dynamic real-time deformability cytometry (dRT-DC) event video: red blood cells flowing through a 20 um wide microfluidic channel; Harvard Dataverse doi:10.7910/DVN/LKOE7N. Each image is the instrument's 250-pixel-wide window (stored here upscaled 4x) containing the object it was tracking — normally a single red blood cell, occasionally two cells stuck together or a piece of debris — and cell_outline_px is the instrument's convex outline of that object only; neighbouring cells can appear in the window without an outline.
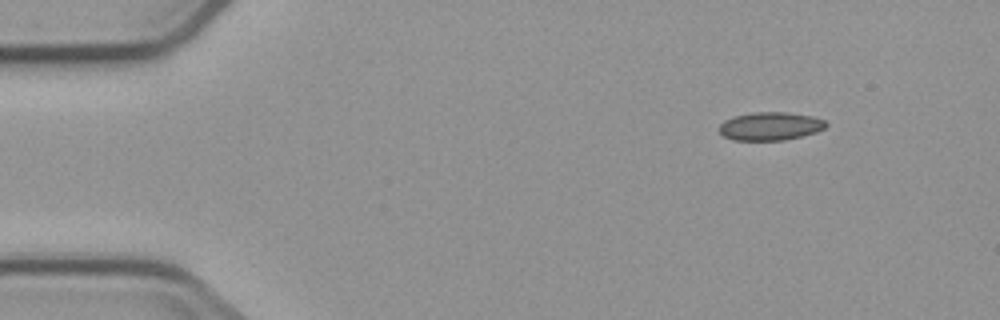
{"species": "common noctule bat (a hibernating species)", "species_latin": "Nyctalus noctula", "temperature_condition": "cold", "stored_images_in_passage": 8, "camera_frame_rate_fps": 3000, "um_per_image_px": 0.085, "animal": {"sex": "male", "body_mass_g": 23.1, "forearm_length_mm": 52.7}, "frame": {"image": 1, "passage_image": 1, "time_ms": 0.0, "image_size_px": [1000, 320], "cell_outline_px": [[828, 124], [824, 128], [816, 132], [784, 140], [732, 140], [724, 136], [716, 128], [724, 120], [736, 116], [752, 112], [788, 112], [812, 116], [824, 120]], "centroid_in_image_um": [65.44, 10.72], "position_along_channel_um": 19.6, "area_um2": 17.57}}
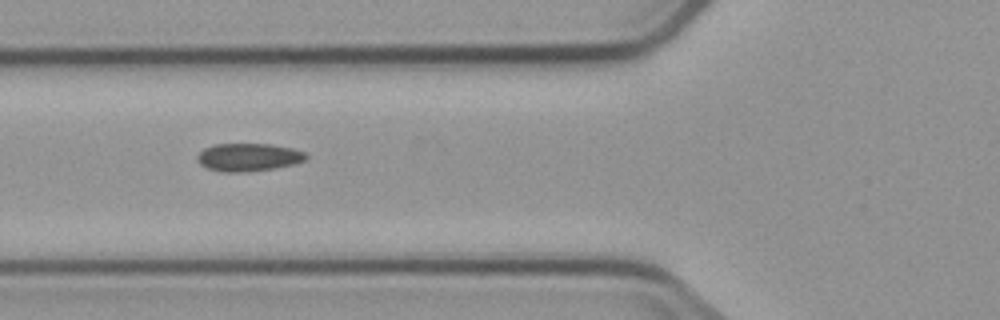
{"frame": {"image": 2, "passage_image": 5, "time_ms": 4.667, "image_size_px": [1000, 320], "cell_outline_px": [[308, 156], [304, 160], [292, 164], [272, 168], [240, 172], [224, 172], [208, 168], [200, 164], [196, 160], [196, 156], [204, 148], [216, 144], [272, 144], [292, 148], [304, 152]], "centroid_in_image_um": [21.08, 13.35], "position_along_channel_um": 104.7, "area_um2": 17.46}}
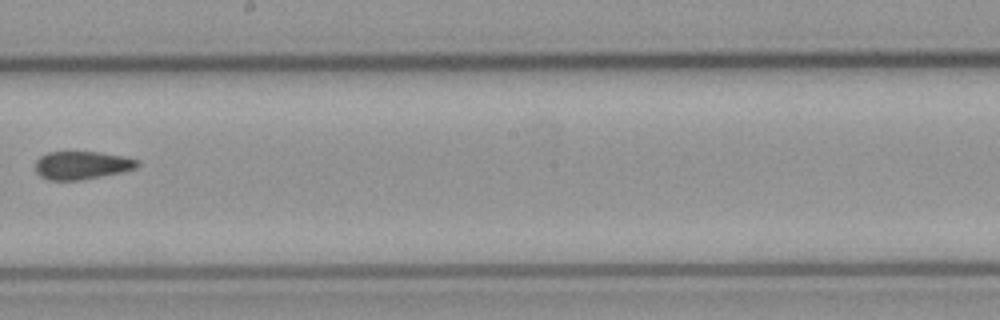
{"frame": {"image": 3, "passage_image": 8, "time_ms": 8.333, "image_size_px": [1000, 320], "cell_outline_px": [[140, 164], [136, 168], [120, 172], [80, 180], [48, 180], [40, 176], [36, 172], [36, 160], [40, 156], [48, 152], [100, 152], [140, 160]], "centroid_in_image_um": [6.94, 14.04], "position_along_channel_um": 241.3, "area_um2": 16.59}}